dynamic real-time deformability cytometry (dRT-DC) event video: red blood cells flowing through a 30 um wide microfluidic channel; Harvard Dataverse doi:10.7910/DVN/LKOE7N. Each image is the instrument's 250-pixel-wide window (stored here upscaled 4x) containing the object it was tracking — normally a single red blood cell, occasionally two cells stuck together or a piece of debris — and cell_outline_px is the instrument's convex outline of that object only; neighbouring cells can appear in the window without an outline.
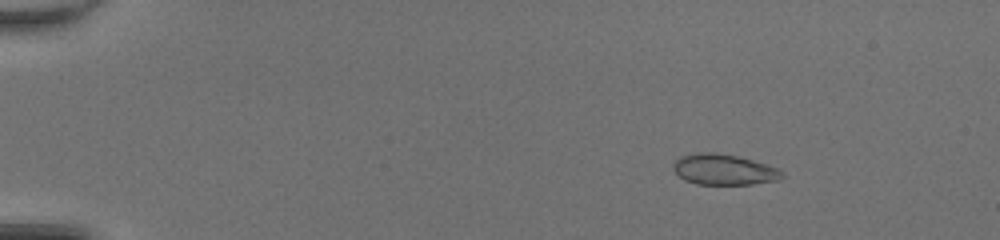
{"species": "common noctule bat (a hibernating species)", "species_latin": "Nyctalus noctula", "temperature_condition": "room temperature", "stored_images_in_passage": 46, "camera_frame_rate_fps": 3000, "um_per_image_px": 0.085, "animal": {"sex": "female", "body_mass_g": 20.0, "forearm_length_mm": 54.0}, "frame": {"image": 1, "passage_image": 4, "time_ms": 1.0, "image_size_px": [1000, 240], "cell_outline_px": [[784, 176], [780, 180], [752, 184], [696, 184], [684, 180], [672, 168], [672, 164], [680, 156], [696, 152], [716, 152], [736, 156], [752, 160], [780, 168], [784, 172]], "centroid_in_image_um": [61.55, 14.41], "position_along_channel_um": 23.5, "area_um2": 19.65}}
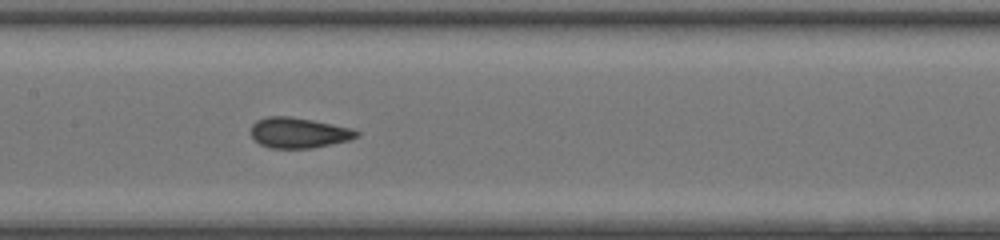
{"frame": {"image": 2, "passage_image": 23, "time_ms": 7.333, "image_size_px": [1000, 240], "cell_outline_px": [[360, 136], [348, 140], [312, 148], [272, 148], [260, 144], [252, 136], [252, 124], [256, 120], [268, 116], [288, 116], [312, 120], [352, 128], [360, 132]], "centroid_in_image_um": [25.4, 11.28], "position_along_channel_um": 182.0, "area_um2": 18.61}}
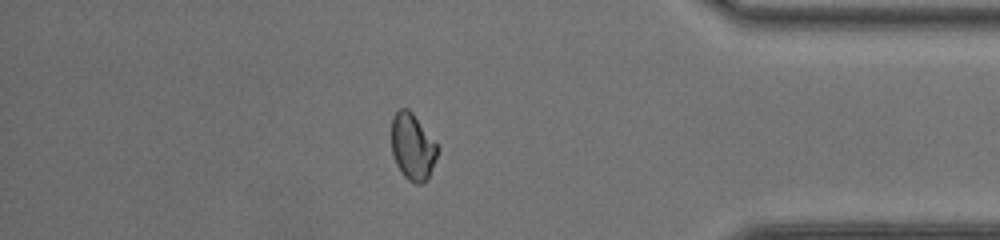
{"frame": {"image": 3, "passage_image": 40, "time_ms": 13.0, "image_size_px": [1000, 240], "cell_outline_px": [[440, 148], [428, 180], [420, 184], [416, 184], [408, 180], [404, 176], [396, 164], [392, 152], [392, 116], [400, 108], [408, 108], [412, 112]], "centroid_in_image_um": [35.08, 12.49], "position_along_channel_um": 400.1, "area_um2": 17.92}, "authors_computed_cell_mechanics": {"area_um2": 18.5827, "velocity_mm_per_s": 4.296, "shape_relaxation_time_tau1_ms": 8.0773, "shape_relaxation_time_tau2_ms": null, "deformation_change_tau1": 0.1548, "deformation_change_tau2": null}}